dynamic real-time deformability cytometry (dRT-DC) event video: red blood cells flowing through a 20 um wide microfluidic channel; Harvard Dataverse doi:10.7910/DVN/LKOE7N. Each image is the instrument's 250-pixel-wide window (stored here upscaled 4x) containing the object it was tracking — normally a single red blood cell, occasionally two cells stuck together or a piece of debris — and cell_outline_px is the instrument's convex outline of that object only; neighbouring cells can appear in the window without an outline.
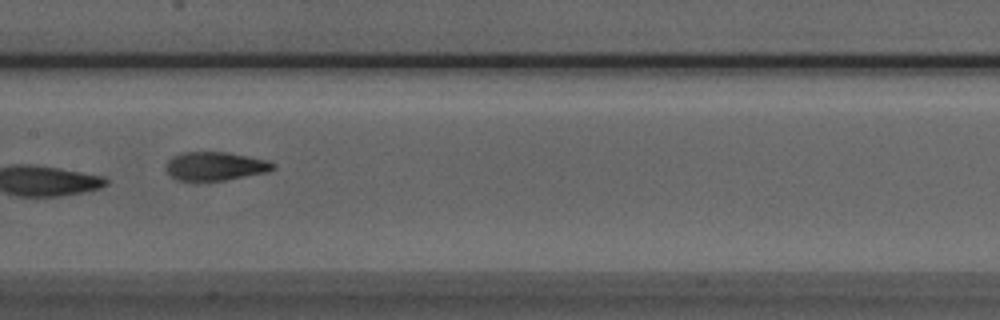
{"species": "Egyptian fruit bat (a non-hibernating species)", "species_latin": "Rousettus aegyptiacus", "temperature_condition": "room temperature", "stored_images_in_passage": 8, "camera_frame_rate_fps": 3000, "um_per_image_px": 0.085, "animal": {"sex": "male"}, "frame": {"image": 1, "passage_image": 7, "time_ms": 2.0, "image_size_px": [1000, 320], "cell_outline_px": [[276, 168], [268, 172], [204, 184], [176, 180], [164, 168], [168, 160], [172, 156], [184, 152], [228, 152], [268, 160], [276, 164]], "centroid_in_image_um": [18.28, 14.16], "position_along_channel_um": 189.1, "area_um2": 18.61}}